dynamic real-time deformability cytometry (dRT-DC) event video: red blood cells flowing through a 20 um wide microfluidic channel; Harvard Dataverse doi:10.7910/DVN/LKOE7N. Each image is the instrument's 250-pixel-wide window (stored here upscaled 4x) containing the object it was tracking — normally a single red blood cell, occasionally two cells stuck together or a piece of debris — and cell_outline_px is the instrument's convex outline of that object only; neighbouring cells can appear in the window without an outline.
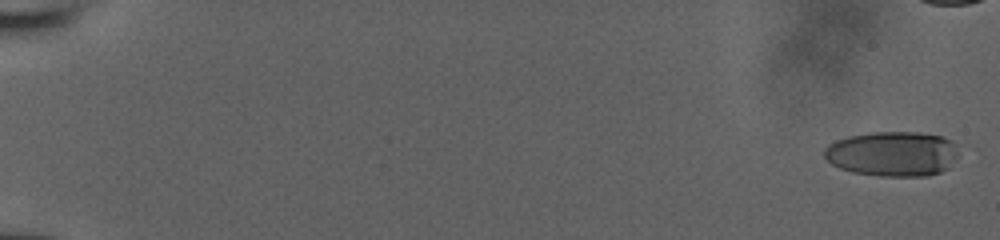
{"species": "human", "species_latin": "Homo sapiens", "temperature_condition": "room temperature", "stored_images_in_passage": 35, "camera_frame_rate_fps": 3000, "um_per_image_px": 0.085, "donor": {"sex": "male"}, "frame": {"image": 1, "passage_image": 1, "time_ms": 0.0, "image_size_px": [1000, 240], "cell_outline_px": [[956, 156], [948, 168], [940, 172], [928, 176], [880, 176], [852, 172], [840, 168], [832, 164], [824, 156], [824, 148], [828, 144], [836, 140], [848, 136], [872, 132], [920, 132], [940, 136], [952, 140], [956, 152]], "centroid_in_image_um": [75.83, 13.07], "position_along_channel_um": 9.2, "area_um2": 35.14}}
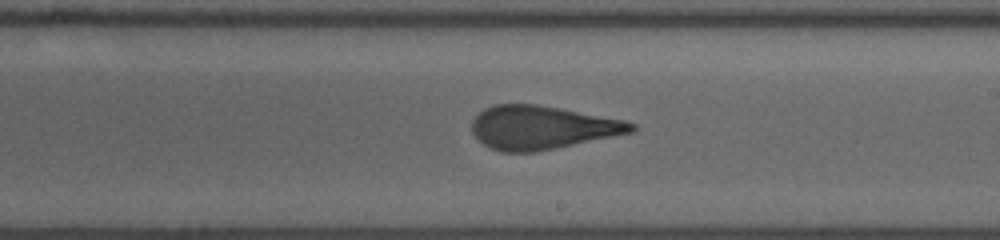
{"frame": {"image": 2, "passage_image": 22, "time_ms": 11.667, "image_size_px": [1000, 240], "cell_outline_px": [[636, 128], [632, 132], [536, 152], [504, 152], [492, 148], [484, 144], [472, 132], [472, 120], [484, 108], [496, 104], [536, 104], [624, 120], [636, 124]], "centroid_in_image_um": [46.04, 10.83], "position_along_channel_um": 243.0, "area_um2": 39.88}}
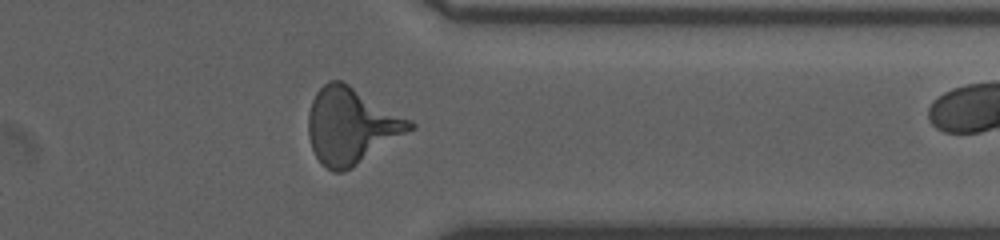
{"frame": {"image": 3, "passage_image": 34, "time_ms": 15.333, "image_size_px": [1000, 240], "cell_outline_px": [[416, 128], [352, 168], [344, 172], [332, 172], [320, 164], [312, 148], [308, 136], [308, 116], [312, 100], [316, 92], [328, 80], [340, 80], [348, 84], [412, 120], [416, 124]], "centroid_in_image_um": [29.85, 10.72], "position_along_channel_um": 381.5, "area_um2": 45.14}}